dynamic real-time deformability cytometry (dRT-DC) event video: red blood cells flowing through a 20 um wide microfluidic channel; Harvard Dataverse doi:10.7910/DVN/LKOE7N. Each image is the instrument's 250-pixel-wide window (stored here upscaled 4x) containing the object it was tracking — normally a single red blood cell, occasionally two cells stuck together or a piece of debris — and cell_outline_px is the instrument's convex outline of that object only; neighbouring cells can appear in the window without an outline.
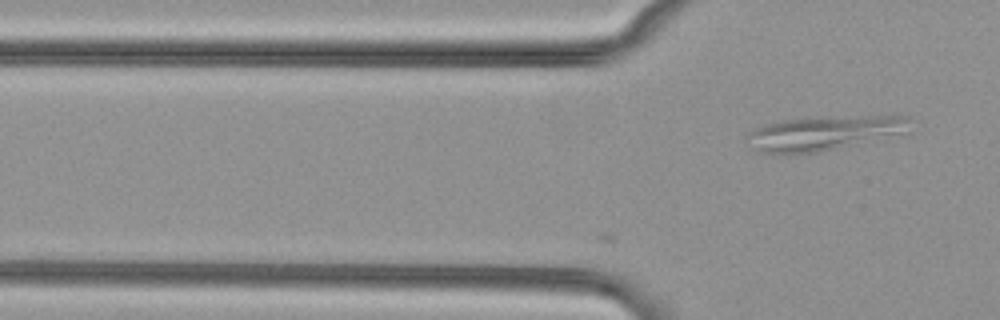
{"species": "common noctule bat (a hibernating species)", "species_latin": "Nyctalus noctula", "temperature_condition": "cold", "stored_images_in_passage": 3, "camera_frame_rate_fps": 3000, "um_per_image_px": 0.085, "animal": {"sex": "female", "body_mass_g": 29.2, "forearm_length_mm": 56.3}, "frame": {"image": 1, "passage_image": 3, "time_ms": 0.667, "image_size_px": [1000, 320], "cell_outline_px": [[912, 132], [836, 148], [816, 152], [756, 152], [748, 148], [748, 132], [756, 128], [768, 124], [784, 120], [828, 116], [896, 112], [908, 116]], "centroid_in_image_um": [70.25, 11.24], "position_along_channel_um": 55.6, "area_um2": 33.58}}